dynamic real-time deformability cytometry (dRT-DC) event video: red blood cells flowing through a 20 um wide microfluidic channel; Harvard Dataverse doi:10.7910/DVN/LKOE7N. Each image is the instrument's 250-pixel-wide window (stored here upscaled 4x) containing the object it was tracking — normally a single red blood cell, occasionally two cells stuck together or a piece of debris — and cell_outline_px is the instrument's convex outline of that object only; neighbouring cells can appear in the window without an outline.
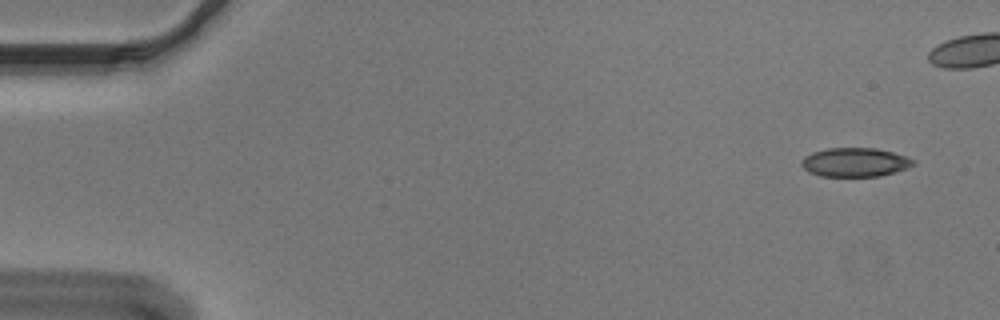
{"species": "Egyptian fruit bat (a non-hibernating species)", "species_latin": "Rousettus aegyptiacus", "temperature_condition": "cold", "stored_images_in_passage": 46, "camera_frame_rate_fps": 3000, "um_per_image_px": 0.085, "animal": {"sex": "male"}, "frame": {"image": 1, "passage_image": 1, "time_ms": 0.0, "image_size_px": [1000, 320], "cell_outline_px": [[916, 164], [908, 168], [896, 172], [880, 176], [820, 176], [808, 172], [800, 164], [800, 160], [804, 156], [812, 152], [828, 148], [876, 148], [892, 152], [916, 160]], "centroid_in_image_um": [72.67, 13.79], "position_along_channel_um": 12.3, "area_um2": 19.02}}
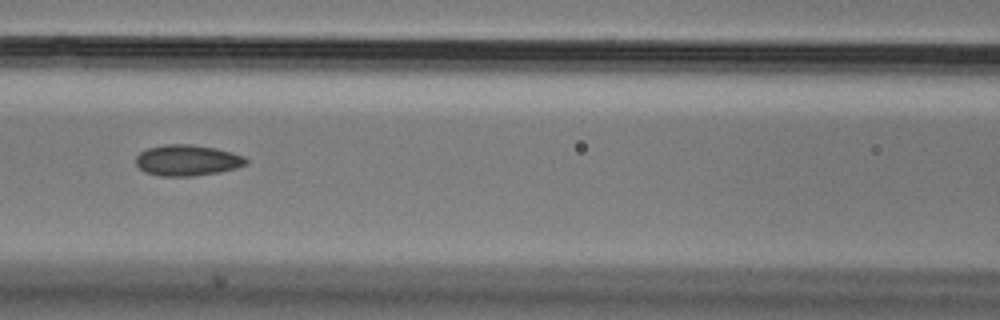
{"frame": {"image": 2, "passage_image": 22, "time_ms": 7.0, "image_size_px": [1000, 320], "cell_outline_px": [[248, 164], [236, 168], [220, 172], [192, 176], [160, 176], [144, 172], [136, 164], [136, 156], [140, 152], [148, 148], [164, 144], [192, 144], [216, 148], [232, 152], [244, 156], [248, 160]], "centroid_in_image_um": [15.93, 13.62], "position_along_channel_um": 150.7, "area_um2": 20.06}}
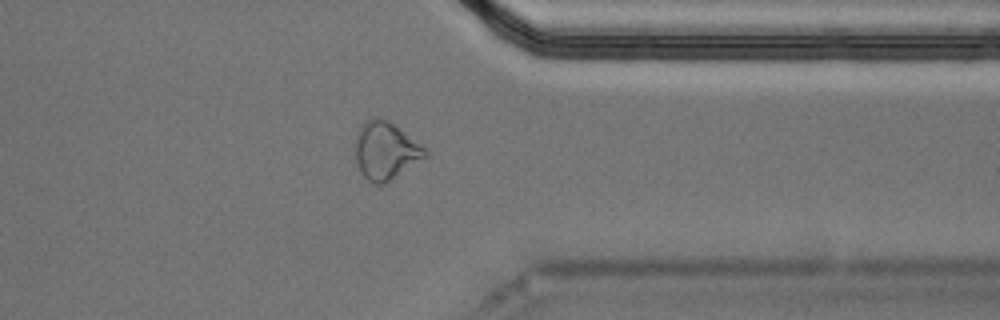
{"frame": {"image": 3, "passage_image": 41, "time_ms": 13.333, "image_size_px": [1000, 320], "cell_outline_px": [[428, 156], [392, 180], [384, 184], [376, 184], [368, 180], [360, 172], [356, 160], [352, 144], [360, 128], [368, 116], [388, 120], [420, 144], [428, 152]], "centroid_in_image_um": [32.74, 12.82], "position_along_channel_um": 378.7, "area_um2": 23.7}}